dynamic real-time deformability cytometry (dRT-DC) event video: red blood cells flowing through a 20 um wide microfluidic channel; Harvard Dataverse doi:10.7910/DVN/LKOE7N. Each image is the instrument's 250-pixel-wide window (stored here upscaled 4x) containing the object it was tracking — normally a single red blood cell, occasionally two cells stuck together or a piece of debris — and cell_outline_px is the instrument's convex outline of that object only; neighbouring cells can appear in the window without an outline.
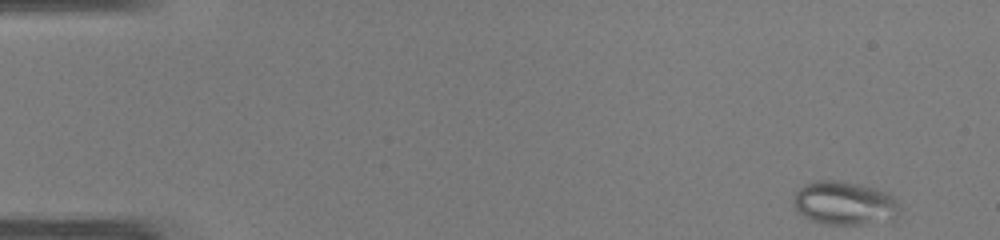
{"species": "common noctule bat (a hibernating species)", "species_latin": "Nyctalus noctula", "temperature_condition": "warm", "stored_images_in_passage": 46, "camera_frame_rate_fps": 3000, "um_per_image_px": 0.085, "animal": {"sex": "male", "body_mass_g": 19.0, "forearm_length_mm": 50.8}, "frame": {"image": 1, "passage_image": 1, "time_ms": 0.0, "image_size_px": [1000, 240], "cell_outline_px": [[900, 208], [896, 216], [892, 220], [864, 224], [824, 224], [812, 220], [796, 212], [792, 204], [792, 200], [796, 192], [804, 184], [816, 180], [840, 180], [860, 184], [876, 188], [888, 192], [896, 200]], "centroid_in_image_um": [71.76, 17.26], "position_along_channel_um": 13.2, "area_um2": 27.28}}
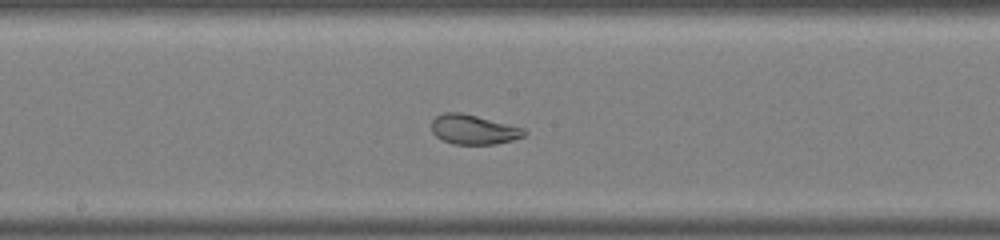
{"frame": {"image": 2, "passage_image": 24, "time_ms": 7.667, "image_size_px": [1000, 240], "cell_outline_px": [[528, 132], [524, 136], [512, 140], [496, 144], [452, 144], [436, 136], [432, 132], [432, 120], [436, 116], [444, 112], [460, 112], [524, 128]], "centroid_in_image_um": [40.25, 11.01], "position_along_channel_um": 208.0, "area_um2": 15.9}}
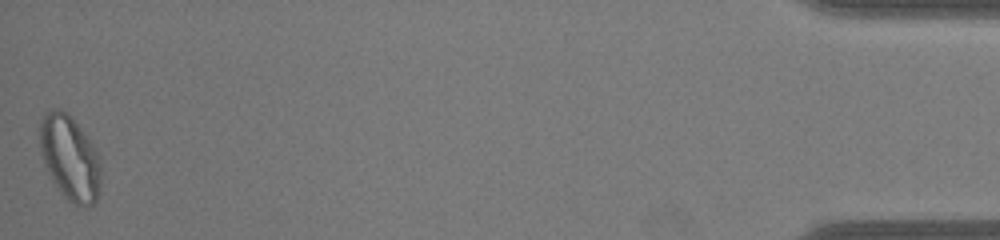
{"frame": {"image": 3, "passage_image": 46, "time_ms": 15.0, "image_size_px": [1000, 240], "cell_outline_px": [[100, 180], [96, 200], [88, 208], [84, 208], [68, 200], [64, 196], [52, 180], [40, 152], [40, 120], [48, 112], [64, 112], [76, 124], [100, 156]], "centroid_in_image_um": [5.95, 13.5], "position_along_channel_um": 429.3, "area_um2": 29.13}, "authors_computed_cell_mechanics": {"area_um2": 22.5709, "velocity_mm_per_s": 4.2239, "shape_relaxation_time_tau1_ms": null, "shape_relaxation_time_tau2_ms": 0.6262, "deformation_change_tau1": null, "deformation_change_tau2": 0.0561}}